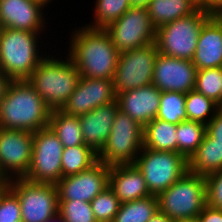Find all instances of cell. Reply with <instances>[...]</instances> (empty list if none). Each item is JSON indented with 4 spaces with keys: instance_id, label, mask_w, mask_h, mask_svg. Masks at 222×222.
Segmentation results:
<instances>
[{
    "instance_id": "obj_25",
    "label": "cell",
    "mask_w": 222,
    "mask_h": 222,
    "mask_svg": "<svg viewBox=\"0 0 222 222\" xmlns=\"http://www.w3.org/2000/svg\"><path fill=\"white\" fill-rule=\"evenodd\" d=\"M64 148L85 145L79 117L68 115L61 109L51 110L49 125Z\"/></svg>"
},
{
    "instance_id": "obj_27",
    "label": "cell",
    "mask_w": 222,
    "mask_h": 222,
    "mask_svg": "<svg viewBox=\"0 0 222 222\" xmlns=\"http://www.w3.org/2000/svg\"><path fill=\"white\" fill-rule=\"evenodd\" d=\"M157 211V197L151 195L122 203L112 222H148Z\"/></svg>"
},
{
    "instance_id": "obj_45",
    "label": "cell",
    "mask_w": 222,
    "mask_h": 222,
    "mask_svg": "<svg viewBox=\"0 0 222 222\" xmlns=\"http://www.w3.org/2000/svg\"><path fill=\"white\" fill-rule=\"evenodd\" d=\"M198 7H201V0H192Z\"/></svg>"
},
{
    "instance_id": "obj_32",
    "label": "cell",
    "mask_w": 222,
    "mask_h": 222,
    "mask_svg": "<svg viewBox=\"0 0 222 222\" xmlns=\"http://www.w3.org/2000/svg\"><path fill=\"white\" fill-rule=\"evenodd\" d=\"M222 68L197 70L195 90L222 107Z\"/></svg>"
},
{
    "instance_id": "obj_21",
    "label": "cell",
    "mask_w": 222,
    "mask_h": 222,
    "mask_svg": "<svg viewBox=\"0 0 222 222\" xmlns=\"http://www.w3.org/2000/svg\"><path fill=\"white\" fill-rule=\"evenodd\" d=\"M109 188L122 203L151 196L142 172L135 164L110 166Z\"/></svg>"
},
{
    "instance_id": "obj_46",
    "label": "cell",
    "mask_w": 222,
    "mask_h": 222,
    "mask_svg": "<svg viewBox=\"0 0 222 222\" xmlns=\"http://www.w3.org/2000/svg\"><path fill=\"white\" fill-rule=\"evenodd\" d=\"M217 18H222V11L214 14Z\"/></svg>"
},
{
    "instance_id": "obj_24",
    "label": "cell",
    "mask_w": 222,
    "mask_h": 222,
    "mask_svg": "<svg viewBox=\"0 0 222 222\" xmlns=\"http://www.w3.org/2000/svg\"><path fill=\"white\" fill-rule=\"evenodd\" d=\"M176 130L177 125L155 118L144 127L143 147L177 152Z\"/></svg>"
},
{
    "instance_id": "obj_1",
    "label": "cell",
    "mask_w": 222,
    "mask_h": 222,
    "mask_svg": "<svg viewBox=\"0 0 222 222\" xmlns=\"http://www.w3.org/2000/svg\"><path fill=\"white\" fill-rule=\"evenodd\" d=\"M79 29L71 36L68 53L78 73L83 78L113 80L120 52L109 34L88 26Z\"/></svg>"
},
{
    "instance_id": "obj_18",
    "label": "cell",
    "mask_w": 222,
    "mask_h": 222,
    "mask_svg": "<svg viewBox=\"0 0 222 222\" xmlns=\"http://www.w3.org/2000/svg\"><path fill=\"white\" fill-rule=\"evenodd\" d=\"M161 91L153 84L117 94L116 101L121 111L145 127L157 116Z\"/></svg>"
},
{
    "instance_id": "obj_6",
    "label": "cell",
    "mask_w": 222,
    "mask_h": 222,
    "mask_svg": "<svg viewBox=\"0 0 222 222\" xmlns=\"http://www.w3.org/2000/svg\"><path fill=\"white\" fill-rule=\"evenodd\" d=\"M212 15L199 7L189 16L159 26L155 39L158 52L192 61L202 26Z\"/></svg>"
},
{
    "instance_id": "obj_4",
    "label": "cell",
    "mask_w": 222,
    "mask_h": 222,
    "mask_svg": "<svg viewBox=\"0 0 222 222\" xmlns=\"http://www.w3.org/2000/svg\"><path fill=\"white\" fill-rule=\"evenodd\" d=\"M38 38L36 32L0 28V71L11 80L28 79L44 58Z\"/></svg>"
},
{
    "instance_id": "obj_15",
    "label": "cell",
    "mask_w": 222,
    "mask_h": 222,
    "mask_svg": "<svg viewBox=\"0 0 222 222\" xmlns=\"http://www.w3.org/2000/svg\"><path fill=\"white\" fill-rule=\"evenodd\" d=\"M197 68L192 61L158 53L152 84L161 92L188 93L195 89Z\"/></svg>"
},
{
    "instance_id": "obj_42",
    "label": "cell",
    "mask_w": 222,
    "mask_h": 222,
    "mask_svg": "<svg viewBox=\"0 0 222 222\" xmlns=\"http://www.w3.org/2000/svg\"><path fill=\"white\" fill-rule=\"evenodd\" d=\"M132 6L147 7L151 0H129Z\"/></svg>"
},
{
    "instance_id": "obj_2",
    "label": "cell",
    "mask_w": 222,
    "mask_h": 222,
    "mask_svg": "<svg viewBox=\"0 0 222 222\" xmlns=\"http://www.w3.org/2000/svg\"><path fill=\"white\" fill-rule=\"evenodd\" d=\"M51 109L27 80H11L0 101V129L36 132L48 127Z\"/></svg>"
},
{
    "instance_id": "obj_43",
    "label": "cell",
    "mask_w": 222,
    "mask_h": 222,
    "mask_svg": "<svg viewBox=\"0 0 222 222\" xmlns=\"http://www.w3.org/2000/svg\"><path fill=\"white\" fill-rule=\"evenodd\" d=\"M45 222H65V221L59 214H57L56 216L46 220Z\"/></svg>"
},
{
    "instance_id": "obj_11",
    "label": "cell",
    "mask_w": 222,
    "mask_h": 222,
    "mask_svg": "<svg viewBox=\"0 0 222 222\" xmlns=\"http://www.w3.org/2000/svg\"><path fill=\"white\" fill-rule=\"evenodd\" d=\"M158 53L156 43L121 52L113 76L116 95L151 85Z\"/></svg>"
},
{
    "instance_id": "obj_35",
    "label": "cell",
    "mask_w": 222,
    "mask_h": 222,
    "mask_svg": "<svg viewBox=\"0 0 222 222\" xmlns=\"http://www.w3.org/2000/svg\"><path fill=\"white\" fill-rule=\"evenodd\" d=\"M0 222H22L19 199L7 185L0 190Z\"/></svg>"
},
{
    "instance_id": "obj_33",
    "label": "cell",
    "mask_w": 222,
    "mask_h": 222,
    "mask_svg": "<svg viewBox=\"0 0 222 222\" xmlns=\"http://www.w3.org/2000/svg\"><path fill=\"white\" fill-rule=\"evenodd\" d=\"M90 205L97 222H112L119 211L121 202L107 187L90 202Z\"/></svg>"
},
{
    "instance_id": "obj_31",
    "label": "cell",
    "mask_w": 222,
    "mask_h": 222,
    "mask_svg": "<svg viewBox=\"0 0 222 222\" xmlns=\"http://www.w3.org/2000/svg\"><path fill=\"white\" fill-rule=\"evenodd\" d=\"M95 2V21L87 25L95 29L106 28L132 6L129 0H96Z\"/></svg>"
},
{
    "instance_id": "obj_9",
    "label": "cell",
    "mask_w": 222,
    "mask_h": 222,
    "mask_svg": "<svg viewBox=\"0 0 222 222\" xmlns=\"http://www.w3.org/2000/svg\"><path fill=\"white\" fill-rule=\"evenodd\" d=\"M63 149L59 138L49 126L34 132L31 163L24 179L56 185L62 179Z\"/></svg>"
},
{
    "instance_id": "obj_5",
    "label": "cell",
    "mask_w": 222,
    "mask_h": 222,
    "mask_svg": "<svg viewBox=\"0 0 222 222\" xmlns=\"http://www.w3.org/2000/svg\"><path fill=\"white\" fill-rule=\"evenodd\" d=\"M156 197L158 210L173 222L197 219L207 204L206 179L188 171Z\"/></svg>"
},
{
    "instance_id": "obj_47",
    "label": "cell",
    "mask_w": 222,
    "mask_h": 222,
    "mask_svg": "<svg viewBox=\"0 0 222 222\" xmlns=\"http://www.w3.org/2000/svg\"><path fill=\"white\" fill-rule=\"evenodd\" d=\"M178 222H198L197 219H193V220H185V221H178Z\"/></svg>"
},
{
    "instance_id": "obj_26",
    "label": "cell",
    "mask_w": 222,
    "mask_h": 222,
    "mask_svg": "<svg viewBox=\"0 0 222 222\" xmlns=\"http://www.w3.org/2000/svg\"><path fill=\"white\" fill-rule=\"evenodd\" d=\"M97 161V153L88 145L64 148L61 162L62 178L83 172Z\"/></svg>"
},
{
    "instance_id": "obj_16",
    "label": "cell",
    "mask_w": 222,
    "mask_h": 222,
    "mask_svg": "<svg viewBox=\"0 0 222 222\" xmlns=\"http://www.w3.org/2000/svg\"><path fill=\"white\" fill-rule=\"evenodd\" d=\"M116 96L113 80L81 77L77 88L61 110L79 117L101 105L116 101Z\"/></svg>"
},
{
    "instance_id": "obj_41",
    "label": "cell",
    "mask_w": 222,
    "mask_h": 222,
    "mask_svg": "<svg viewBox=\"0 0 222 222\" xmlns=\"http://www.w3.org/2000/svg\"><path fill=\"white\" fill-rule=\"evenodd\" d=\"M148 222H173L171 219L167 217L163 212L157 211Z\"/></svg>"
},
{
    "instance_id": "obj_17",
    "label": "cell",
    "mask_w": 222,
    "mask_h": 222,
    "mask_svg": "<svg viewBox=\"0 0 222 222\" xmlns=\"http://www.w3.org/2000/svg\"><path fill=\"white\" fill-rule=\"evenodd\" d=\"M45 6L41 0H0V28L41 33Z\"/></svg>"
},
{
    "instance_id": "obj_12",
    "label": "cell",
    "mask_w": 222,
    "mask_h": 222,
    "mask_svg": "<svg viewBox=\"0 0 222 222\" xmlns=\"http://www.w3.org/2000/svg\"><path fill=\"white\" fill-rule=\"evenodd\" d=\"M104 30L120 53L155 43L156 39V27L151 22L147 7L131 6Z\"/></svg>"
},
{
    "instance_id": "obj_38",
    "label": "cell",
    "mask_w": 222,
    "mask_h": 222,
    "mask_svg": "<svg viewBox=\"0 0 222 222\" xmlns=\"http://www.w3.org/2000/svg\"><path fill=\"white\" fill-rule=\"evenodd\" d=\"M198 222H222V209L206 204L197 217Z\"/></svg>"
},
{
    "instance_id": "obj_7",
    "label": "cell",
    "mask_w": 222,
    "mask_h": 222,
    "mask_svg": "<svg viewBox=\"0 0 222 222\" xmlns=\"http://www.w3.org/2000/svg\"><path fill=\"white\" fill-rule=\"evenodd\" d=\"M143 135L144 127L118 109L111 134L97 153L98 161L109 167L134 164L143 148Z\"/></svg>"
},
{
    "instance_id": "obj_34",
    "label": "cell",
    "mask_w": 222,
    "mask_h": 222,
    "mask_svg": "<svg viewBox=\"0 0 222 222\" xmlns=\"http://www.w3.org/2000/svg\"><path fill=\"white\" fill-rule=\"evenodd\" d=\"M58 214L65 222H97L90 203L85 201H59Z\"/></svg>"
},
{
    "instance_id": "obj_10",
    "label": "cell",
    "mask_w": 222,
    "mask_h": 222,
    "mask_svg": "<svg viewBox=\"0 0 222 222\" xmlns=\"http://www.w3.org/2000/svg\"><path fill=\"white\" fill-rule=\"evenodd\" d=\"M6 185L19 199L22 222H45L58 214L56 185L33 183L24 178L11 179Z\"/></svg>"
},
{
    "instance_id": "obj_3",
    "label": "cell",
    "mask_w": 222,
    "mask_h": 222,
    "mask_svg": "<svg viewBox=\"0 0 222 222\" xmlns=\"http://www.w3.org/2000/svg\"><path fill=\"white\" fill-rule=\"evenodd\" d=\"M81 75L72 60L44 57L27 79L51 109H61L77 88Z\"/></svg>"
},
{
    "instance_id": "obj_30",
    "label": "cell",
    "mask_w": 222,
    "mask_h": 222,
    "mask_svg": "<svg viewBox=\"0 0 222 222\" xmlns=\"http://www.w3.org/2000/svg\"><path fill=\"white\" fill-rule=\"evenodd\" d=\"M186 94L180 92H161L160 106L156 119L178 125L187 120L185 110Z\"/></svg>"
},
{
    "instance_id": "obj_14",
    "label": "cell",
    "mask_w": 222,
    "mask_h": 222,
    "mask_svg": "<svg viewBox=\"0 0 222 222\" xmlns=\"http://www.w3.org/2000/svg\"><path fill=\"white\" fill-rule=\"evenodd\" d=\"M110 167L97 161L87 170L63 177L56 184L59 201H85L90 203L109 186Z\"/></svg>"
},
{
    "instance_id": "obj_29",
    "label": "cell",
    "mask_w": 222,
    "mask_h": 222,
    "mask_svg": "<svg viewBox=\"0 0 222 222\" xmlns=\"http://www.w3.org/2000/svg\"><path fill=\"white\" fill-rule=\"evenodd\" d=\"M219 108L220 106L216 102L197 92L195 89L186 93L185 110L187 120L206 125L215 116Z\"/></svg>"
},
{
    "instance_id": "obj_20",
    "label": "cell",
    "mask_w": 222,
    "mask_h": 222,
    "mask_svg": "<svg viewBox=\"0 0 222 222\" xmlns=\"http://www.w3.org/2000/svg\"><path fill=\"white\" fill-rule=\"evenodd\" d=\"M192 63L197 70L222 68V22L214 14L202 26Z\"/></svg>"
},
{
    "instance_id": "obj_13",
    "label": "cell",
    "mask_w": 222,
    "mask_h": 222,
    "mask_svg": "<svg viewBox=\"0 0 222 222\" xmlns=\"http://www.w3.org/2000/svg\"><path fill=\"white\" fill-rule=\"evenodd\" d=\"M32 151L33 132L0 129V176L6 182L24 178L31 163Z\"/></svg>"
},
{
    "instance_id": "obj_39",
    "label": "cell",
    "mask_w": 222,
    "mask_h": 222,
    "mask_svg": "<svg viewBox=\"0 0 222 222\" xmlns=\"http://www.w3.org/2000/svg\"><path fill=\"white\" fill-rule=\"evenodd\" d=\"M201 7L215 14L222 11V0H201Z\"/></svg>"
},
{
    "instance_id": "obj_22",
    "label": "cell",
    "mask_w": 222,
    "mask_h": 222,
    "mask_svg": "<svg viewBox=\"0 0 222 222\" xmlns=\"http://www.w3.org/2000/svg\"><path fill=\"white\" fill-rule=\"evenodd\" d=\"M222 170V142L205 134L202 143L188 159V171L206 177Z\"/></svg>"
},
{
    "instance_id": "obj_8",
    "label": "cell",
    "mask_w": 222,
    "mask_h": 222,
    "mask_svg": "<svg viewBox=\"0 0 222 222\" xmlns=\"http://www.w3.org/2000/svg\"><path fill=\"white\" fill-rule=\"evenodd\" d=\"M134 164L142 172L146 186L154 196L168 189L188 172V160L173 151H155L143 147Z\"/></svg>"
},
{
    "instance_id": "obj_48",
    "label": "cell",
    "mask_w": 222,
    "mask_h": 222,
    "mask_svg": "<svg viewBox=\"0 0 222 222\" xmlns=\"http://www.w3.org/2000/svg\"><path fill=\"white\" fill-rule=\"evenodd\" d=\"M42 2H44L46 5L51 2L52 0H41Z\"/></svg>"
},
{
    "instance_id": "obj_40",
    "label": "cell",
    "mask_w": 222,
    "mask_h": 222,
    "mask_svg": "<svg viewBox=\"0 0 222 222\" xmlns=\"http://www.w3.org/2000/svg\"><path fill=\"white\" fill-rule=\"evenodd\" d=\"M11 79L8 78L0 71V101L5 96L8 85L10 84Z\"/></svg>"
},
{
    "instance_id": "obj_37",
    "label": "cell",
    "mask_w": 222,
    "mask_h": 222,
    "mask_svg": "<svg viewBox=\"0 0 222 222\" xmlns=\"http://www.w3.org/2000/svg\"><path fill=\"white\" fill-rule=\"evenodd\" d=\"M206 134L213 139V142H222V107L215 116L206 124Z\"/></svg>"
},
{
    "instance_id": "obj_28",
    "label": "cell",
    "mask_w": 222,
    "mask_h": 222,
    "mask_svg": "<svg viewBox=\"0 0 222 222\" xmlns=\"http://www.w3.org/2000/svg\"><path fill=\"white\" fill-rule=\"evenodd\" d=\"M206 134V125L203 123L185 120L177 125V153L187 160L197 150Z\"/></svg>"
},
{
    "instance_id": "obj_36",
    "label": "cell",
    "mask_w": 222,
    "mask_h": 222,
    "mask_svg": "<svg viewBox=\"0 0 222 222\" xmlns=\"http://www.w3.org/2000/svg\"><path fill=\"white\" fill-rule=\"evenodd\" d=\"M207 185V204L222 209V170L205 177Z\"/></svg>"
},
{
    "instance_id": "obj_23",
    "label": "cell",
    "mask_w": 222,
    "mask_h": 222,
    "mask_svg": "<svg viewBox=\"0 0 222 222\" xmlns=\"http://www.w3.org/2000/svg\"><path fill=\"white\" fill-rule=\"evenodd\" d=\"M198 8L192 0H151L147 5L151 22L156 29L163 24L189 16Z\"/></svg>"
},
{
    "instance_id": "obj_19",
    "label": "cell",
    "mask_w": 222,
    "mask_h": 222,
    "mask_svg": "<svg viewBox=\"0 0 222 222\" xmlns=\"http://www.w3.org/2000/svg\"><path fill=\"white\" fill-rule=\"evenodd\" d=\"M118 109V102L114 101L79 116L84 144L91 147L96 153L103 148L111 134Z\"/></svg>"
},
{
    "instance_id": "obj_44",
    "label": "cell",
    "mask_w": 222,
    "mask_h": 222,
    "mask_svg": "<svg viewBox=\"0 0 222 222\" xmlns=\"http://www.w3.org/2000/svg\"><path fill=\"white\" fill-rule=\"evenodd\" d=\"M6 185V181L0 176V190Z\"/></svg>"
}]
</instances>
